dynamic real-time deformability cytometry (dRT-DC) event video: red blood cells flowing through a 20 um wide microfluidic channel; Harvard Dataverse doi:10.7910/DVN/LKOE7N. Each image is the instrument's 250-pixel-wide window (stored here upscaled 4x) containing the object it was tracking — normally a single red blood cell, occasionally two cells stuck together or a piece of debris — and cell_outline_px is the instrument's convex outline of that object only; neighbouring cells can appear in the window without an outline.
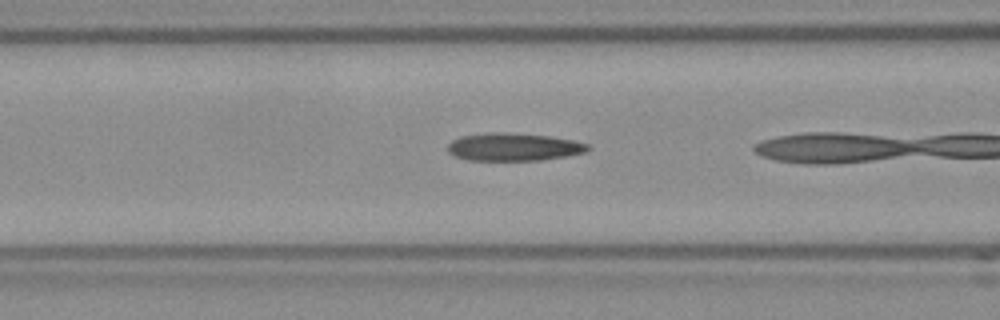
{"species": "Egyptian fruit bat (a non-hibernating species)", "species_latin": "Rousettus aegyptiacus", "temperature_condition": "room temperature", "stored_images_in_passage": 16, "camera_frame_rate_fps": 3000, "um_per_image_px": 0.085, "frame": {"image": 1, "passage_image": 5, "time_ms": 1.333, "image_size_px": [1000, 320], "cell_outline_px": [[592, 148], [584, 152], [568, 156], [540, 160], [468, 160], [456, 156], [448, 152], [448, 144], [452, 140], [460, 136], [492, 132], [504, 132], [548, 136], [572, 140], [588, 144]], "centroid_in_image_um": [43.66, 12.49], "position_along_channel_um": 122.9, "area_um2": 22.6}}